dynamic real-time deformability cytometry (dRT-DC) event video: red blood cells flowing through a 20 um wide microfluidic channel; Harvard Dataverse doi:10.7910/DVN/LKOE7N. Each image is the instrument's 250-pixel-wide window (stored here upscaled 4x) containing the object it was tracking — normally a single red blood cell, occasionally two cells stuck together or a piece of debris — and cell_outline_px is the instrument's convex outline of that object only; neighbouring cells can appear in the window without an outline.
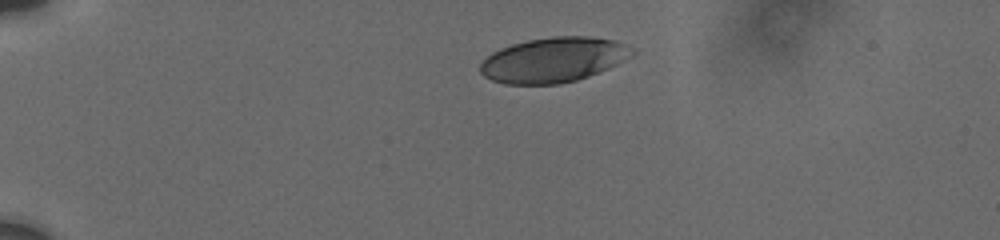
{"species": "human", "species_latin": "Homo sapiens", "temperature_condition": "cold", "stored_images_in_passage": 6, "camera_frame_rate_fps": 3000, "um_per_image_px": 0.085, "donor": {"sex": "male"}, "frame": {"image": 1, "passage_image": 1, "time_ms": 0.0, "image_size_px": [1000, 240], "cell_outline_px": [[636, 52], [632, 56], [608, 68], [588, 76], [576, 80], [560, 84], [504, 84], [492, 80], [484, 76], [480, 72], [480, 64], [492, 52], [500, 48], [512, 44], [528, 40], [552, 36], [588, 36], [612, 40], [636, 48]], "centroid_in_image_um": [47.05, 5.08], "position_along_channel_um": 38.0, "area_um2": 39.77}}
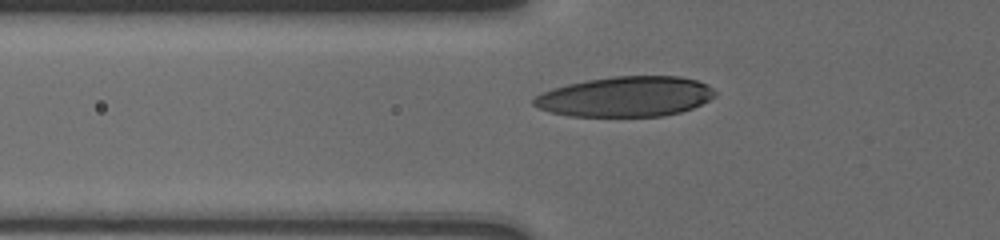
{"frame": {"image": 2, "passage_image": 5, "time_ms": 2.667, "image_size_px": [1000, 240], "cell_outline_px": [[716, 96], [692, 108], [680, 112], [664, 116], [568, 116], [552, 112], [540, 108], [532, 104], [532, 100], [536, 96], [552, 88], [568, 84], [588, 80], [612, 76], [680, 76], [696, 80], [708, 84], [716, 92]], "centroid_in_image_um": [53.2, 8.21], "position_along_channel_um": 72.6, "area_um2": 42.37}}